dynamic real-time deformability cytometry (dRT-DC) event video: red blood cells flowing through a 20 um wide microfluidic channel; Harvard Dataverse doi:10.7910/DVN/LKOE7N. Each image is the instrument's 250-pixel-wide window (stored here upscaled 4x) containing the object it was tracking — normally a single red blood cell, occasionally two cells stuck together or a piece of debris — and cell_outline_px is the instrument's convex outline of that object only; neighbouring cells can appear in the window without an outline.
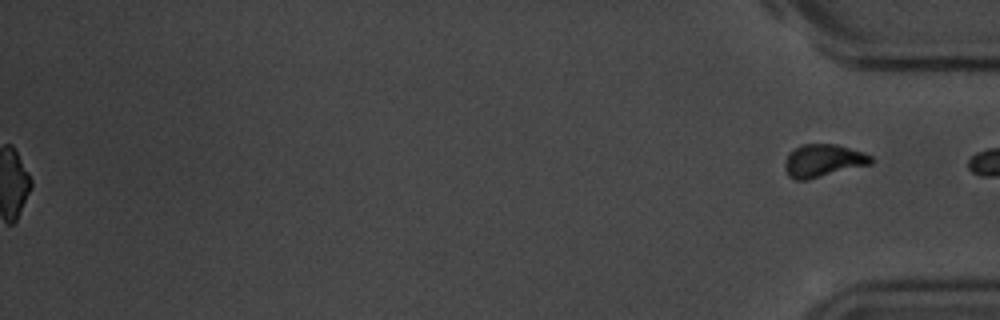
{"species": "common noctule bat (a hibernating species)", "species_latin": "Nyctalus noctula", "temperature_condition": "room temperature", "stored_images_in_passage": 54, "segment_of_instrument_passage": [2, 2], "camera_frame_rate_fps": 3000, "um_per_image_px": 0.085, "animal": {"sex": "male", "body_mass_g": 20.1, "forearm_length_mm": 53.5}, "frame": {"image": 1, "passage_image": 54, "time_ms": 17.667, "image_size_px": [1000, 320], "cell_outline_px": [[872, 164], [808, 180], [796, 180], [788, 176], [784, 168], [784, 164], [788, 152], [804, 144], [836, 144], [864, 152], [872, 156]], "centroid_in_image_um": [69.96, 13.66], "position_along_channel_um": 365.2, "area_um2": 16.59}}